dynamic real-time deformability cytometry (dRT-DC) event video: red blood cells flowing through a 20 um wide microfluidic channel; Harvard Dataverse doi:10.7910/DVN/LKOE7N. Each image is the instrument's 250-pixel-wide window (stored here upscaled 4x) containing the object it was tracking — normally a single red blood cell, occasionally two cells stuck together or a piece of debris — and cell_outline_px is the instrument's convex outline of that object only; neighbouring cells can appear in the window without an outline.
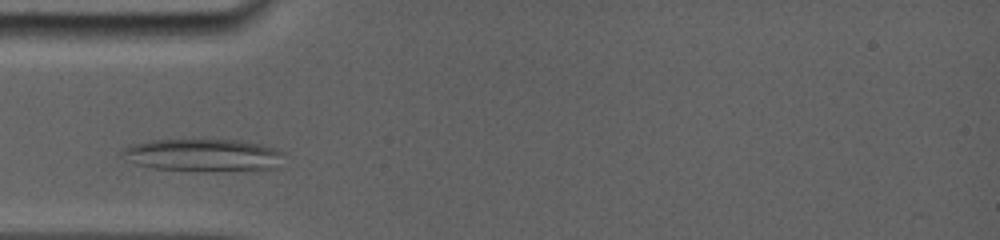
{"species": "common noctule bat (a hibernating species)", "species_latin": "Nyctalus noctula", "temperature_condition": "room temperature", "stored_images_in_passage": 3, "camera_frame_rate_fps": 5000, "um_per_image_px": 0.085, "animal": {"sex": "female", "body_mass_g": 19.0, "forearm_length_mm": 56.7}, "frame": {"image": 1, "passage_image": 1, "time_ms": 0.0, "image_size_px": [1000, 240], "cell_outline_px": [[284, 152], [280, 168], [156, 168], [136, 164], [120, 156], [120, 148], [132, 144], [152, 140], [240, 140], [260, 144], [276, 148]], "centroid_in_image_um": [17.23, 13.12], "position_along_channel_um": 67.8, "area_um2": 29.36}}
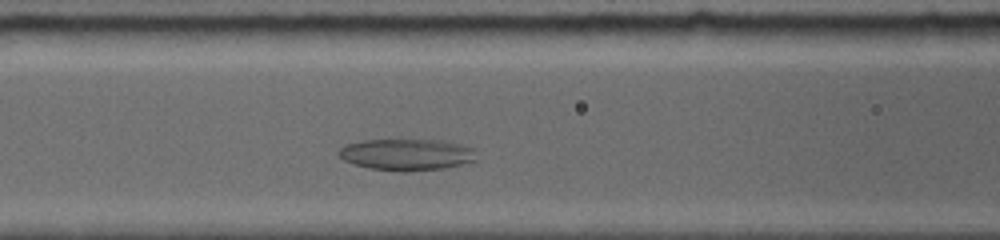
{"frame": {"image": 2, "passage_image": 3, "time_ms": 1.8, "image_size_px": [1000, 240], "cell_outline_px": [[476, 160], [444, 168], [368, 168], [352, 164], [344, 160], [336, 152], [344, 144], [360, 140], [444, 140], [476, 148]], "centroid_in_image_um": [34.55, 13.07], "position_along_channel_um": 132.0, "area_um2": 24.51}}